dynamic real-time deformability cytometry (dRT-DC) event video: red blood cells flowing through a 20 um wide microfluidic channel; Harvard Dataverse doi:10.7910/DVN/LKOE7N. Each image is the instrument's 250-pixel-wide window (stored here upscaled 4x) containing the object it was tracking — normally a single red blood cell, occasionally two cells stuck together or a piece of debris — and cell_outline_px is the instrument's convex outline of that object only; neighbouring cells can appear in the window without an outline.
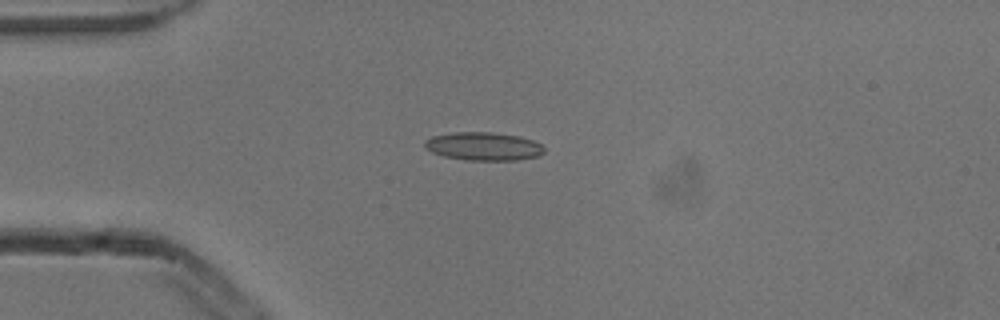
{"species": "common noctule bat (a hibernating species)", "species_latin": "Nyctalus noctula", "temperature_condition": "cold", "stored_images_in_passage": 6, "camera_frame_rate_fps": 3000, "um_per_image_px": 0.085, "animal": {"sex": "male", "body_mass_g": 13.3}, "frame": {"image": 1, "passage_image": 3, "time_ms": 0.667, "image_size_px": [1000, 320], "cell_outline_px": [[544, 152], [540, 156], [516, 160], [468, 160], [444, 156], [432, 152], [424, 148], [424, 140], [432, 136], [452, 132], [492, 132], [516, 136], [532, 140], [540, 144], [544, 148]], "centroid_in_image_um": [41.07, 12.44], "position_along_channel_um": 43.9, "area_um2": 19.65}}
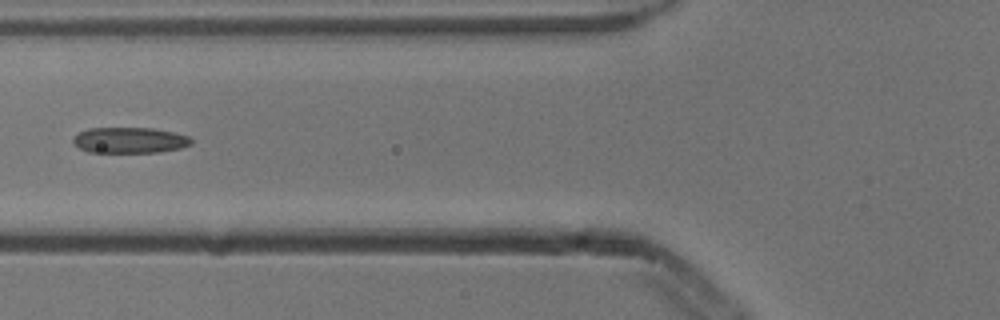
{"frame": {"image": 2, "passage_image": 5, "time_ms": 1.333, "image_size_px": [1000, 320], "cell_outline_px": [[192, 144], [180, 148], [160, 152], [88, 152], [72, 144], [72, 140], [80, 132], [88, 128], [152, 128], [176, 132], [188, 136], [192, 140]], "centroid_in_image_um": [11.03, 11.91], "position_along_channel_um": 114.8, "area_um2": 17.8}}
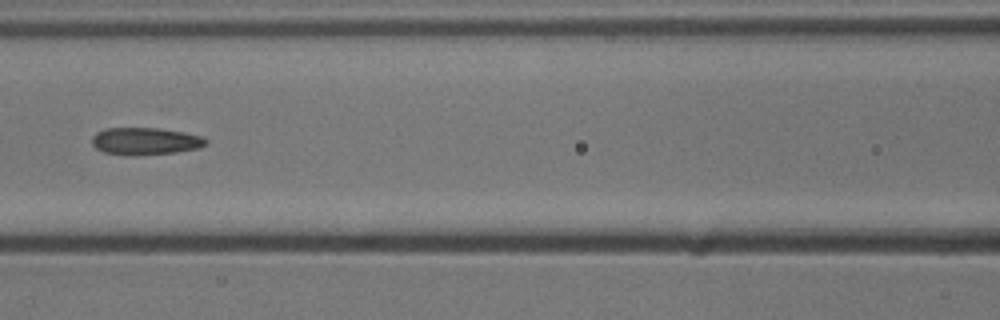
{"frame": {"image": 3, "passage_image": 6, "time_ms": 1.667, "image_size_px": [1000, 320], "cell_outline_px": [[208, 144], [200, 148], [176, 152], [136, 156], [128, 156], [104, 152], [96, 148], [92, 144], [92, 136], [96, 132], [104, 128], [160, 128], [184, 132], [200, 136], [208, 140]], "centroid_in_image_um": [12.35, 12.0], "position_along_channel_um": 154.3, "area_um2": 18.38}}